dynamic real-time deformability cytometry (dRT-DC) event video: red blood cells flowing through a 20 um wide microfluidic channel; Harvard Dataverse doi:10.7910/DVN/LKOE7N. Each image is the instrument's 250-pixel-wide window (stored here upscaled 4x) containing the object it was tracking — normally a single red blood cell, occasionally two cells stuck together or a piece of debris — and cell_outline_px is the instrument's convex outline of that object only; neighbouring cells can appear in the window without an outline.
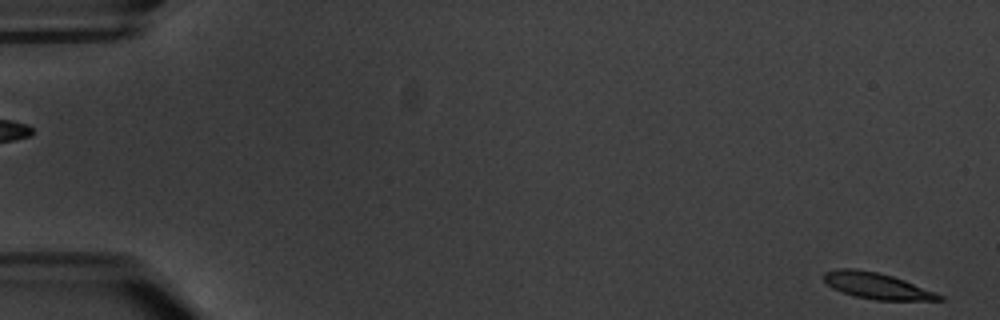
{"species": "common noctule bat (a hibernating species)", "species_latin": "Nyctalus noctula", "temperature_condition": "warm", "stored_images_in_passage": 6, "segment_of_instrument_passage": [2, 2], "camera_frame_rate_fps": 3000, "um_per_image_px": 0.085, "animal": {"sex": "male", "body_mass_g": 20.1, "forearm_length_mm": 53.5}, "frame": {"image": 1, "passage_image": 6, "time_ms": 6.0, "image_size_px": [1000, 320], "cell_outline_px": [[944, 300], [876, 300], [856, 296], [832, 288], [824, 280], [824, 272], [836, 268], [852, 268], [876, 272], [892, 276], [904, 280], [944, 296]], "centroid_in_image_um": [74.51, 24.29], "position_along_channel_um": 10.5, "area_um2": 17.28}}